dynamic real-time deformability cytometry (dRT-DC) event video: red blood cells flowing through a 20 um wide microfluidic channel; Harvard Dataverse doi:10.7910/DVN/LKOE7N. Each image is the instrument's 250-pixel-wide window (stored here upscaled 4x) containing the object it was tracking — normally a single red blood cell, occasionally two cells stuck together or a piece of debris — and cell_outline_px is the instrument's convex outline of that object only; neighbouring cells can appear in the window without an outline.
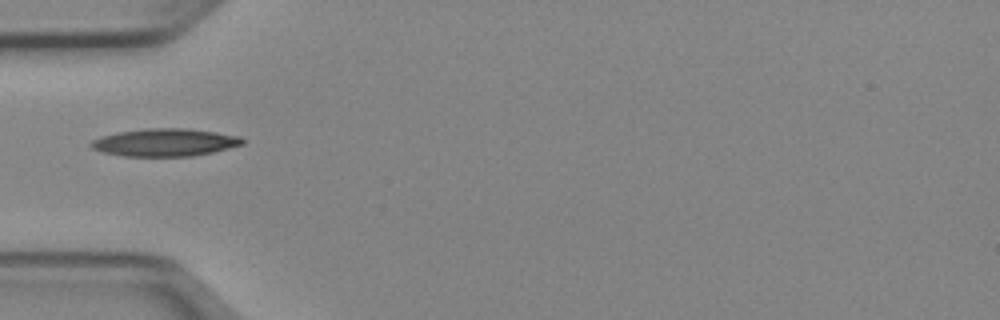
{"species": "Egyptian fruit bat (a non-hibernating species)", "species_latin": "Rousettus aegyptiacus", "temperature_condition": "cold", "stored_images_in_passage": 35, "camera_frame_rate_fps": 3000, "um_per_image_px": 0.085, "animal": {"sex": "female"}, "frame": {"image": 1, "passage_image": 1, "time_ms": 0.0, "image_size_px": [1000, 320], "cell_outline_px": [[244, 144], [212, 152], [192, 156], [124, 156], [104, 152], [92, 148], [88, 144], [92, 140], [100, 136], [120, 132], [148, 128], [184, 128], [240, 136], [244, 140]], "centroid_in_image_um": [13.99, 12.11], "position_along_channel_um": 71.0, "area_um2": 24.16}}
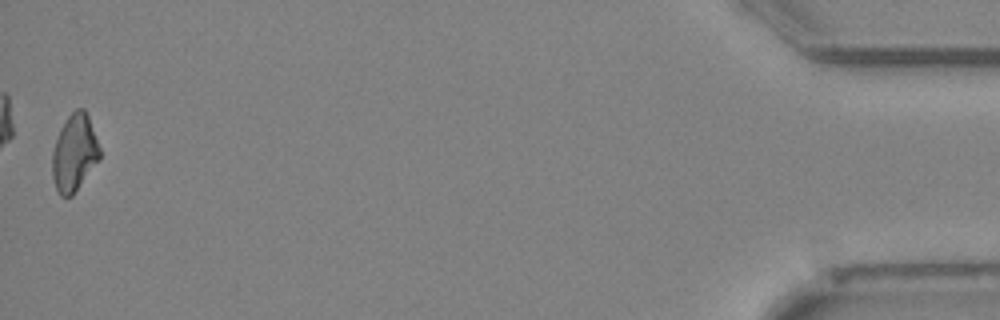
{"frame": {"image": 2, "passage_image": 35, "time_ms": 11.333, "image_size_px": [1000, 320], "cell_outline_px": [[100, 160], [72, 196], [60, 196], [56, 188], [52, 176], [52, 152], [60, 128], [68, 116], [76, 108], [84, 108], [88, 116], [100, 148]], "centroid_in_image_um": [6.32, 13.0], "position_along_channel_um": 428.9, "area_um2": 21.27}, "authors_computed_cell_mechanics": {"area_um2": 22.0218, "velocity_mm_per_s": 3.9622, "shape_relaxation_time_tau1_ms": 6.0299, "shape_relaxation_time_tau2_ms": null, "deformation_change_tau1": 0.1697, "deformation_change_tau2": null}}